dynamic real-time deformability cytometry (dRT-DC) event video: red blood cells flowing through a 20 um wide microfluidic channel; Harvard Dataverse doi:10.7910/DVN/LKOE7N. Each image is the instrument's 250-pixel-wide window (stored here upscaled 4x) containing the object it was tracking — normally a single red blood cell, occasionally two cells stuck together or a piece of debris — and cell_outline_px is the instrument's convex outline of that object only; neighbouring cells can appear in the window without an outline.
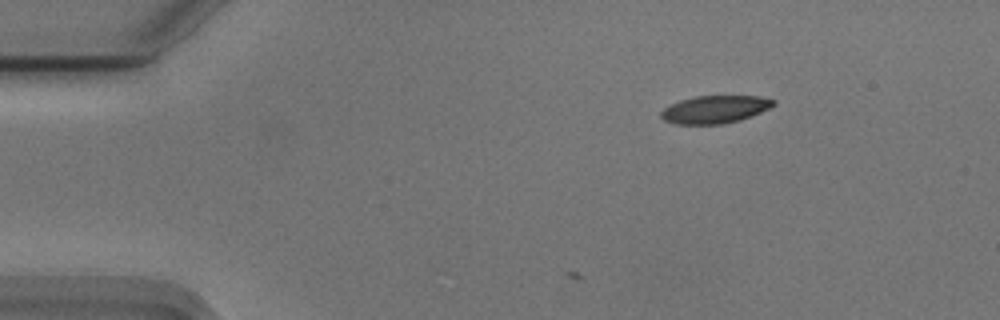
{"species": "Egyptian fruit bat (a non-hibernating species)", "species_latin": "Rousettus aegyptiacus", "temperature_condition": "cold", "stored_images_in_passage": 3, "camera_frame_rate_fps": 3000, "um_per_image_px": 0.085, "animal": {"sex": "male"}, "frame": {"image": 1, "passage_image": 1, "time_ms": 0.0, "image_size_px": [1000, 320], "cell_outline_px": [[776, 104], [760, 112], [740, 120], [720, 124], [676, 124], [664, 120], [660, 116], [660, 112], [664, 108], [680, 100], [696, 96], [760, 96], [776, 100]], "centroid_in_image_um": [60.76, 9.29], "position_along_channel_um": 24.2, "area_um2": 18.03}}